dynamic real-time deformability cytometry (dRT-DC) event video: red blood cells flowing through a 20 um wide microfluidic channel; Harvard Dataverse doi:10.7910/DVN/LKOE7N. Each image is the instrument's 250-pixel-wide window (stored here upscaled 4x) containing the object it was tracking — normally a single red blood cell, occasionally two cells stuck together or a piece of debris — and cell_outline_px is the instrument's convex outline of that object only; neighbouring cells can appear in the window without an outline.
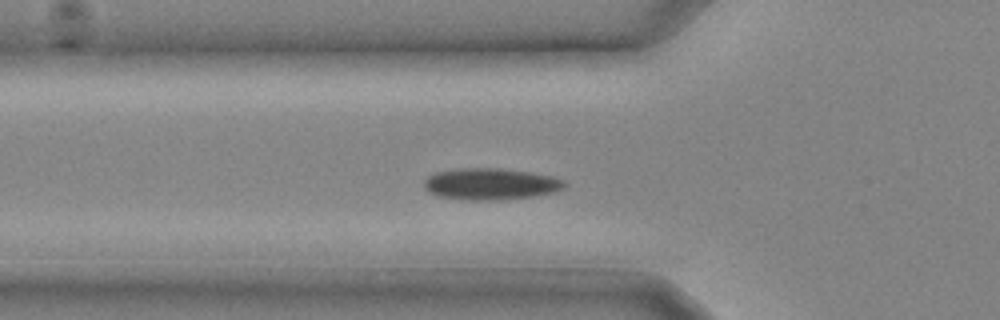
{"species": "common noctule bat (a hibernating species)", "species_latin": "Nyctalus noctula", "temperature_condition": "cold", "stored_images_in_passage": 24, "camera_frame_rate_fps": 3000, "um_per_image_px": 0.085, "animal": {"sex": "male", "body_mass_g": 20.4}, "frame": {"image": 1, "passage_image": 8, "time_ms": 2.333, "image_size_px": [1000, 320], "cell_outline_px": [[564, 184], [560, 188], [552, 192], [532, 196], [496, 200], [468, 200], [436, 196], [428, 192], [424, 188], [424, 180], [428, 176], [436, 172], [460, 168], [500, 168], [528, 172], [552, 176], [564, 180]], "centroid_in_image_um": [41.62, 15.63], "position_along_channel_um": 84.2, "area_um2": 25.61}}
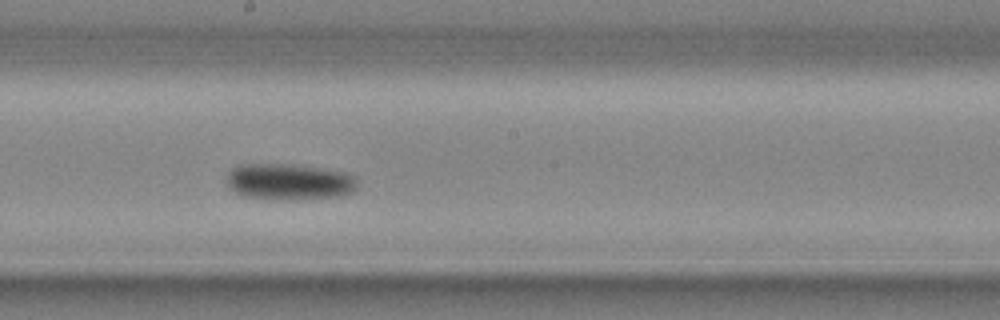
{"frame": {"image": 2, "passage_image": 14, "time_ms": 4.333, "image_size_px": [1000, 320], "cell_outline_px": [[356, 188], [352, 192], [340, 196], [292, 200], [272, 200], [244, 196], [236, 192], [228, 184], [228, 172], [232, 168], [240, 164], [292, 164], [320, 168], [344, 172], [352, 176], [356, 180]], "centroid_in_image_um": [24.56, 15.46], "position_along_channel_um": 223.6, "area_um2": 27.63}}
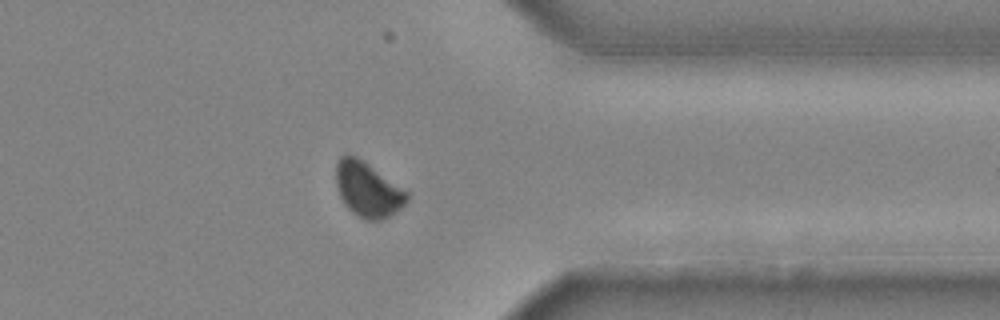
{"frame": {"image": 3, "passage_image": 21, "time_ms": 6.667, "image_size_px": [1000, 320], "cell_outline_px": [[408, 200], [400, 208], [388, 216], [380, 220], [364, 220], [352, 212], [344, 204], [340, 196], [336, 184], [336, 164], [340, 156], [344, 152], [348, 152], [356, 156], [368, 164], [408, 192]], "centroid_in_image_um": [31.22, 16.09], "position_along_channel_um": 380.2, "area_um2": 22.54}}